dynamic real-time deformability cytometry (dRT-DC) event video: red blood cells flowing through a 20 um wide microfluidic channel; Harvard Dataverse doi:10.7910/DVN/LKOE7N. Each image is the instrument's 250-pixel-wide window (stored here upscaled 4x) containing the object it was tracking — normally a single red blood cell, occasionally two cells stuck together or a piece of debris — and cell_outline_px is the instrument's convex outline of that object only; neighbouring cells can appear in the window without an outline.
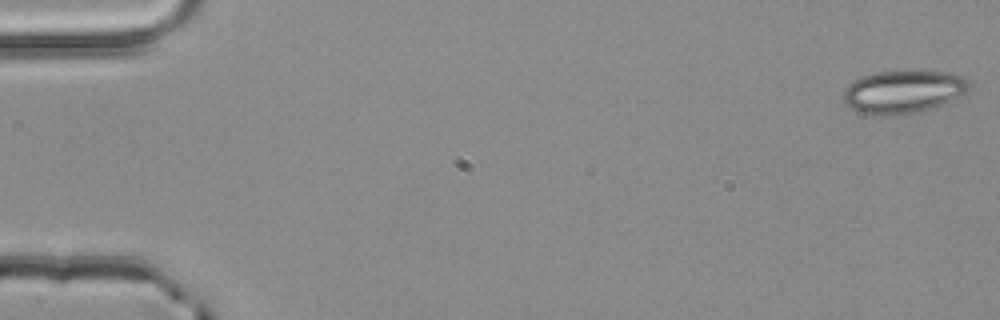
{"species": "common noctule bat (a hibernating species)", "species_latin": "Nyctalus noctula", "temperature_condition": "room temperature", "stored_images_in_passage": 17, "camera_frame_rate_fps": 3000, "um_per_image_px": 0.085, "animal": {"sex": "male", "body_mass_g": 20.4}, "frame": {"image": 1, "passage_image": 1, "time_ms": 0.0, "image_size_px": [1000, 320], "cell_outline_px": [[972, 84], [964, 92], [940, 104], [928, 108], [912, 112], [864, 112], [852, 108], [844, 100], [844, 88], [852, 80], [876, 72], [952, 72], [960, 76]], "centroid_in_image_um": [76.76, 7.73], "position_along_channel_um": 8.2, "area_um2": 29.59}}
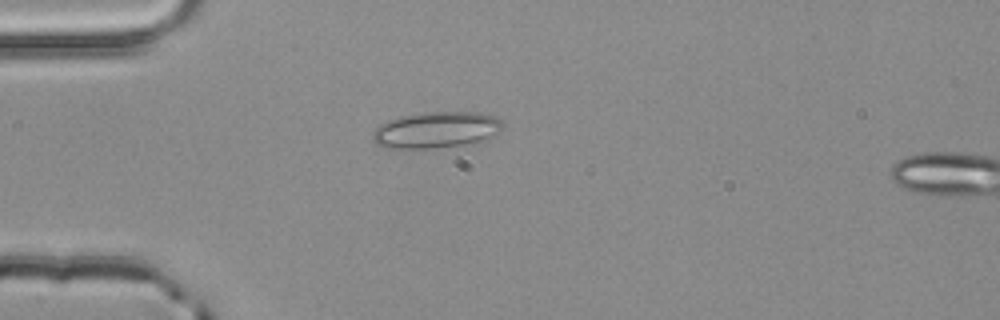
{"frame": {"image": 2, "passage_image": 15, "time_ms": 4.667, "image_size_px": [1000, 320], "cell_outline_px": [[500, 132], [496, 136], [480, 144], [404, 152], [388, 148], [376, 144], [372, 140], [372, 132], [380, 124], [388, 120], [404, 116], [424, 112], [480, 112], [496, 116], [500, 120]], "centroid_in_image_um": [37.08, 11.11], "position_along_channel_um": 47.9, "area_um2": 28.96}}